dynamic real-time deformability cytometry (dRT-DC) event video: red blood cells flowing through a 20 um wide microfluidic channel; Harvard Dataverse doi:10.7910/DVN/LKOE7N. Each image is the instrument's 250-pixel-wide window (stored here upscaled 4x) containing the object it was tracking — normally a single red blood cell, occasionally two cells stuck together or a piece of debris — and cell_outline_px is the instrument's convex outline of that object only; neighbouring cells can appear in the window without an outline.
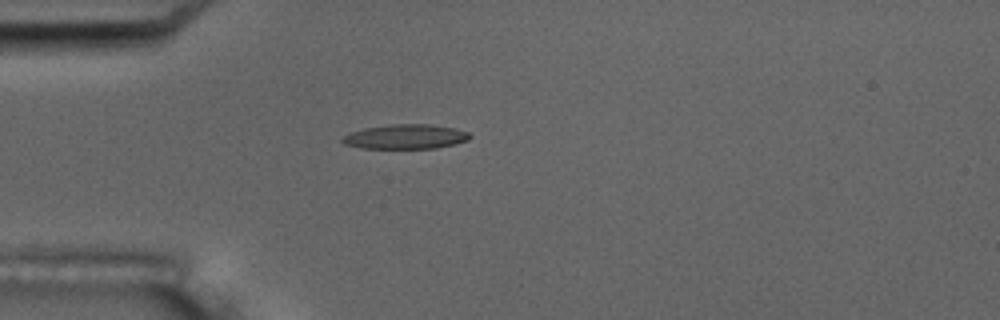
{"species": "common noctule bat (a hibernating species)", "species_latin": "Nyctalus noctula", "temperature_condition": "room temperature", "stored_images_in_passage": 5, "camera_frame_rate_fps": 3000, "um_per_image_px": 0.085, "animal": {"sex": "male", "body_mass_g": 17.5, "forearm_length_mm": 52.3}, "frame": {"image": 1, "passage_image": 5, "time_ms": 4.667, "image_size_px": [1000, 320], "cell_outline_px": [[472, 136], [468, 140], [456, 144], [436, 148], [360, 148], [344, 144], [340, 140], [344, 136], [352, 132], [364, 128], [392, 124], [432, 124], [452, 128], [468, 132]], "centroid_in_image_um": [34.48, 11.62], "position_along_channel_um": 50.5, "area_um2": 18.21}}